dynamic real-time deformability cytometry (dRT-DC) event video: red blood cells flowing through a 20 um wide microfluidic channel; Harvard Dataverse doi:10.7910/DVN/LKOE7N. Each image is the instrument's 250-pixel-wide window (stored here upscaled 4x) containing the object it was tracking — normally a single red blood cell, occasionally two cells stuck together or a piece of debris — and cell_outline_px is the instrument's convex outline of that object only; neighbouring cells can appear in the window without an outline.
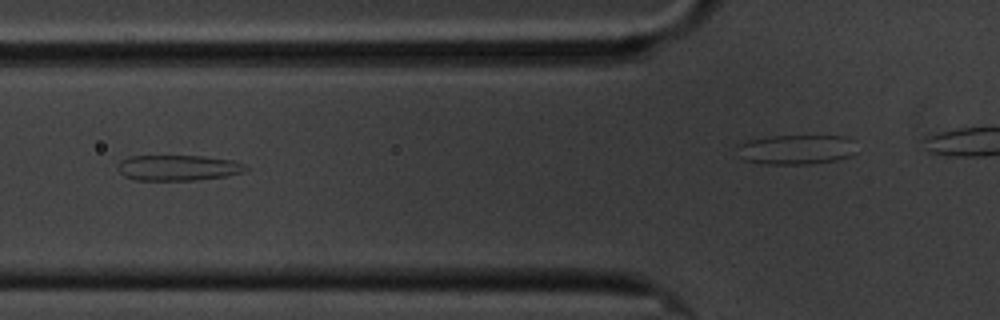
{"species": "common noctule bat (a hibernating species)", "species_latin": "Nyctalus noctula", "temperature_condition": "cold", "stored_images_in_passage": 13, "camera_frame_rate_fps": 3000, "um_per_image_px": 0.085, "animal": {"sex": "male", "body_mass_g": 20.1, "forearm_length_mm": 53.5}, "frame": {"image": 1, "passage_image": 6, "time_ms": 6.667, "image_size_px": [1000, 320], "cell_outline_px": [[248, 168], [244, 172], [224, 176], [192, 180], [132, 180], [124, 176], [116, 168], [116, 164], [120, 160], [128, 156], [204, 156], [232, 160], [244, 164]], "centroid_in_image_um": [15.07, 14.25], "position_along_channel_um": 110.7, "area_um2": 19.19}}
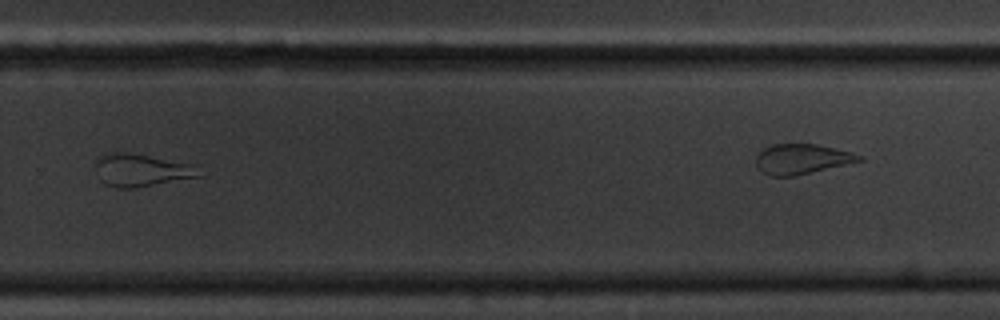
{"frame": {"image": 2, "passage_image": 11, "time_ms": 12.667, "image_size_px": [1000, 320], "cell_outline_px": [[200, 176], [136, 188], [116, 188], [104, 184], [100, 180], [96, 168], [96, 160], [100, 156], [112, 152], [128, 152], [196, 164]], "centroid_in_image_um": [12.0, 14.46], "position_along_channel_um": 317.8, "area_um2": 19.71}}